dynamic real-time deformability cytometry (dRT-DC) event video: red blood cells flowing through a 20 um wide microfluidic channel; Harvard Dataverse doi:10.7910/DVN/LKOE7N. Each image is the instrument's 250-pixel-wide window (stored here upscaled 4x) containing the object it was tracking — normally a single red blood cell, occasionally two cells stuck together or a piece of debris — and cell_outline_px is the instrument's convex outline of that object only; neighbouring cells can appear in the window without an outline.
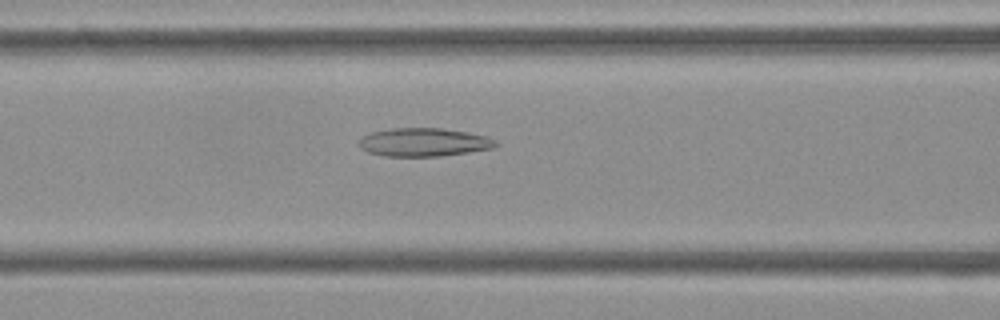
{"species": "Egyptian fruit bat (a non-hibernating species)", "species_latin": "Rousettus aegyptiacus", "temperature_condition": "cold", "stored_images_in_passage": 52, "camera_frame_rate_fps": 3000, "um_per_image_px": 0.085, "frame": {"image": 1, "passage_image": 21, "time_ms": 6.667, "image_size_px": [1000, 320], "cell_outline_px": [[500, 144], [492, 148], [468, 152], [440, 156], [384, 156], [368, 152], [360, 148], [356, 144], [364, 136], [372, 132], [392, 128], [440, 128], [468, 132], [488, 136], [496, 140]], "centroid_in_image_um": [36.04, 12.09], "position_along_channel_um": 130.6, "area_um2": 22.66}}
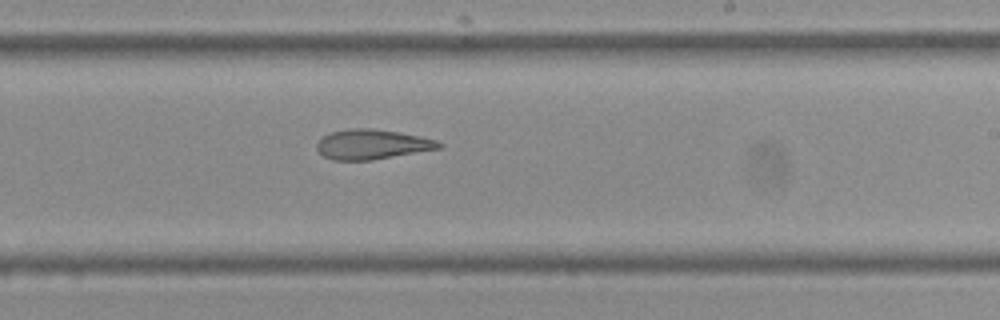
{"frame": {"image": 2, "passage_image": 31, "time_ms": 10.0, "image_size_px": [1000, 320], "cell_outline_px": [[444, 144], [440, 148], [372, 160], [332, 160], [324, 156], [316, 148], [316, 144], [324, 136], [332, 132], [352, 128], [372, 128], [400, 132], [420, 136], [436, 140]], "centroid_in_image_um": [31.64, 12.27], "position_along_channel_um": 257.4, "area_um2": 21.1}}
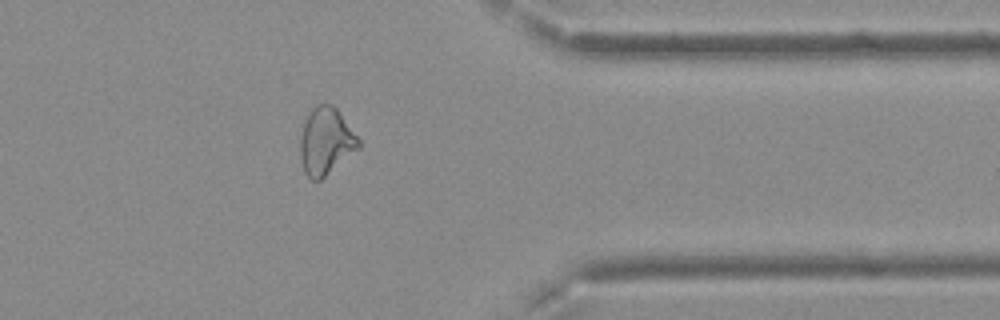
{"frame": {"image": 3, "passage_image": 42, "time_ms": 13.667, "image_size_px": [1000, 320], "cell_outline_px": [[360, 148], [320, 180], [312, 180], [304, 172], [300, 160], [300, 136], [304, 124], [312, 108], [316, 104], [332, 104], [336, 108], [360, 140]], "centroid_in_image_um": [27.69, 12.02], "position_along_channel_um": 383.7, "area_um2": 22.66}, "authors_computed_cell_mechanics": {"area_um2": 23.7558, "velocity_mm_per_s": 3.8053, "shape_relaxation_time_tau1_ms": null, "shape_relaxation_time_tau2_ms": 6.2658, "deformation_change_tau1": null, "deformation_change_tau2": 0.1639}}